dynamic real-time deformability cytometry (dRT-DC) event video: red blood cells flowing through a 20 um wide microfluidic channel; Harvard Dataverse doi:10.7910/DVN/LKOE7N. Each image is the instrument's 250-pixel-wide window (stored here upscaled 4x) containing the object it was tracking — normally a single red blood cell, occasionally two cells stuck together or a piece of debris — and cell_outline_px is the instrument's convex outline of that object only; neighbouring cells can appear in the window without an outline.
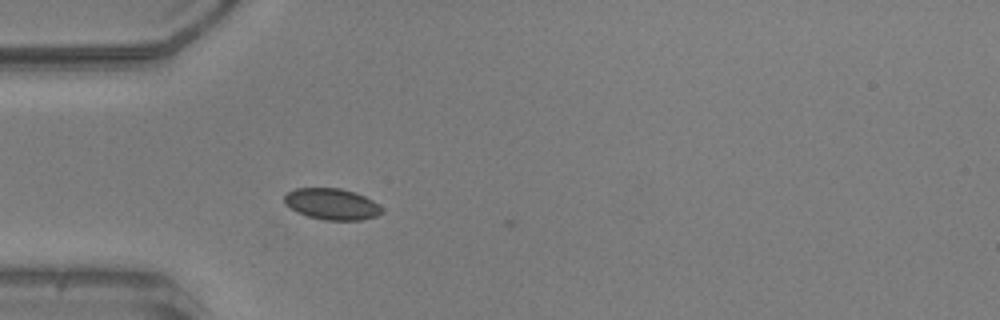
{"species": "common noctule bat (a hibernating species)", "species_latin": "Nyctalus noctula", "temperature_condition": "warm", "stored_images_in_passage": 3, "camera_frame_rate_fps": 3000, "um_per_image_px": 0.085, "animal": {"sex": "male", "body_mass_g": 20.5, "forearm_length_mm": 52.5}, "frame": {"image": 1, "passage_image": 1, "time_ms": 0.0, "image_size_px": [1000, 320], "cell_outline_px": [[384, 212], [376, 216], [360, 220], [324, 220], [308, 216], [296, 212], [284, 204], [284, 196], [288, 192], [296, 188], [340, 188], [356, 192], [372, 200], [384, 208]], "centroid_in_image_um": [28.21, 17.34], "position_along_channel_um": 56.8, "area_um2": 17.92}}